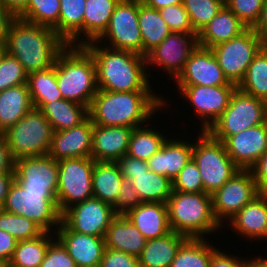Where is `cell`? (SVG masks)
Returning <instances> with one entry per match:
<instances>
[{"label":"cell","instance_id":"cell-14","mask_svg":"<svg viewBox=\"0 0 267 267\" xmlns=\"http://www.w3.org/2000/svg\"><path fill=\"white\" fill-rule=\"evenodd\" d=\"M115 216L112 205L92 197L67 208L61 221L78 233L104 237Z\"/></svg>","mask_w":267,"mask_h":267},{"label":"cell","instance_id":"cell-52","mask_svg":"<svg viewBox=\"0 0 267 267\" xmlns=\"http://www.w3.org/2000/svg\"><path fill=\"white\" fill-rule=\"evenodd\" d=\"M218 248L211 257L209 267H249L248 260L234 255L223 253ZM241 259V260H240Z\"/></svg>","mask_w":267,"mask_h":267},{"label":"cell","instance_id":"cell-25","mask_svg":"<svg viewBox=\"0 0 267 267\" xmlns=\"http://www.w3.org/2000/svg\"><path fill=\"white\" fill-rule=\"evenodd\" d=\"M125 216L146 240L159 238L171 232L167 203L142 202Z\"/></svg>","mask_w":267,"mask_h":267},{"label":"cell","instance_id":"cell-59","mask_svg":"<svg viewBox=\"0 0 267 267\" xmlns=\"http://www.w3.org/2000/svg\"><path fill=\"white\" fill-rule=\"evenodd\" d=\"M14 179V172L9 174L0 175V202L4 204L8 187Z\"/></svg>","mask_w":267,"mask_h":267},{"label":"cell","instance_id":"cell-42","mask_svg":"<svg viewBox=\"0 0 267 267\" xmlns=\"http://www.w3.org/2000/svg\"><path fill=\"white\" fill-rule=\"evenodd\" d=\"M0 230L6 231L18 241L37 238L44 232L32 220L4 210L0 212Z\"/></svg>","mask_w":267,"mask_h":267},{"label":"cell","instance_id":"cell-50","mask_svg":"<svg viewBox=\"0 0 267 267\" xmlns=\"http://www.w3.org/2000/svg\"><path fill=\"white\" fill-rule=\"evenodd\" d=\"M100 267H141L137 257L105 248Z\"/></svg>","mask_w":267,"mask_h":267},{"label":"cell","instance_id":"cell-55","mask_svg":"<svg viewBox=\"0 0 267 267\" xmlns=\"http://www.w3.org/2000/svg\"><path fill=\"white\" fill-rule=\"evenodd\" d=\"M18 240L6 231L0 230V258L11 260Z\"/></svg>","mask_w":267,"mask_h":267},{"label":"cell","instance_id":"cell-20","mask_svg":"<svg viewBox=\"0 0 267 267\" xmlns=\"http://www.w3.org/2000/svg\"><path fill=\"white\" fill-rule=\"evenodd\" d=\"M54 235L74 259L76 267H100L105 250L104 237L70 230L62 221Z\"/></svg>","mask_w":267,"mask_h":267},{"label":"cell","instance_id":"cell-3","mask_svg":"<svg viewBox=\"0 0 267 267\" xmlns=\"http://www.w3.org/2000/svg\"><path fill=\"white\" fill-rule=\"evenodd\" d=\"M6 52L28 73L49 69L67 45L52 28L16 18L4 41Z\"/></svg>","mask_w":267,"mask_h":267},{"label":"cell","instance_id":"cell-32","mask_svg":"<svg viewBox=\"0 0 267 267\" xmlns=\"http://www.w3.org/2000/svg\"><path fill=\"white\" fill-rule=\"evenodd\" d=\"M40 111L47 118L54 132L70 129L88 116V108L66 99L46 103Z\"/></svg>","mask_w":267,"mask_h":267},{"label":"cell","instance_id":"cell-39","mask_svg":"<svg viewBox=\"0 0 267 267\" xmlns=\"http://www.w3.org/2000/svg\"><path fill=\"white\" fill-rule=\"evenodd\" d=\"M237 88L261 100H267V48L263 47L249 65Z\"/></svg>","mask_w":267,"mask_h":267},{"label":"cell","instance_id":"cell-11","mask_svg":"<svg viewBox=\"0 0 267 267\" xmlns=\"http://www.w3.org/2000/svg\"><path fill=\"white\" fill-rule=\"evenodd\" d=\"M264 47L262 38L248 28L240 36L210 48L224 76L236 86L243 80L254 57Z\"/></svg>","mask_w":267,"mask_h":267},{"label":"cell","instance_id":"cell-64","mask_svg":"<svg viewBox=\"0 0 267 267\" xmlns=\"http://www.w3.org/2000/svg\"><path fill=\"white\" fill-rule=\"evenodd\" d=\"M0 267H9V262L0 258Z\"/></svg>","mask_w":267,"mask_h":267},{"label":"cell","instance_id":"cell-12","mask_svg":"<svg viewBox=\"0 0 267 267\" xmlns=\"http://www.w3.org/2000/svg\"><path fill=\"white\" fill-rule=\"evenodd\" d=\"M259 194L251 170L240 169L211 195L212 210L216 221L223 227V220H230Z\"/></svg>","mask_w":267,"mask_h":267},{"label":"cell","instance_id":"cell-4","mask_svg":"<svg viewBox=\"0 0 267 267\" xmlns=\"http://www.w3.org/2000/svg\"><path fill=\"white\" fill-rule=\"evenodd\" d=\"M56 80L63 99L88 109L98 92L96 65L84 45H66L56 57Z\"/></svg>","mask_w":267,"mask_h":267},{"label":"cell","instance_id":"cell-26","mask_svg":"<svg viewBox=\"0 0 267 267\" xmlns=\"http://www.w3.org/2000/svg\"><path fill=\"white\" fill-rule=\"evenodd\" d=\"M247 29L248 27L224 5L197 34V42L199 46L212 48L240 36Z\"/></svg>","mask_w":267,"mask_h":267},{"label":"cell","instance_id":"cell-56","mask_svg":"<svg viewBox=\"0 0 267 267\" xmlns=\"http://www.w3.org/2000/svg\"><path fill=\"white\" fill-rule=\"evenodd\" d=\"M15 19L16 18L7 10V8L0 1V42L5 41L10 24Z\"/></svg>","mask_w":267,"mask_h":267},{"label":"cell","instance_id":"cell-5","mask_svg":"<svg viewBox=\"0 0 267 267\" xmlns=\"http://www.w3.org/2000/svg\"><path fill=\"white\" fill-rule=\"evenodd\" d=\"M167 207L171 231L187 238H205L222 228L213 214L211 194L173 190Z\"/></svg>","mask_w":267,"mask_h":267},{"label":"cell","instance_id":"cell-28","mask_svg":"<svg viewBox=\"0 0 267 267\" xmlns=\"http://www.w3.org/2000/svg\"><path fill=\"white\" fill-rule=\"evenodd\" d=\"M188 238L171 231L165 236L146 240L138 257L141 267H170L178 249Z\"/></svg>","mask_w":267,"mask_h":267},{"label":"cell","instance_id":"cell-37","mask_svg":"<svg viewBox=\"0 0 267 267\" xmlns=\"http://www.w3.org/2000/svg\"><path fill=\"white\" fill-rule=\"evenodd\" d=\"M53 239L51 232H43L37 238L18 241L9 267H39Z\"/></svg>","mask_w":267,"mask_h":267},{"label":"cell","instance_id":"cell-44","mask_svg":"<svg viewBox=\"0 0 267 267\" xmlns=\"http://www.w3.org/2000/svg\"><path fill=\"white\" fill-rule=\"evenodd\" d=\"M28 74L21 63L7 52L0 62V92L10 87L27 84Z\"/></svg>","mask_w":267,"mask_h":267},{"label":"cell","instance_id":"cell-7","mask_svg":"<svg viewBox=\"0 0 267 267\" xmlns=\"http://www.w3.org/2000/svg\"><path fill=\"white\" fill-rule=\"evenodd\" d=\"M53 132L44 114L33 108L2 134L15 161L23 157L47 155Z\"/></svg>","mask_w":267,"mask_h":267},{"label":"cell","instance_id":"cell-57","mask_svg":"<svg viewBox=\"0 0 267 267\" xmlns=\"http://www.w3.org/2000/svg\"><path fill=\"white\" fill-rule=\"evenodd\" d=\"M7 10L18 18L28 7L29 0H0Z\"/></svg>","mask_w":267,"mask_h":267},{"label":"cell","instance_id":"cell-45","mask_svg":"<svg viewBox=\"0 0 267 267\" xmlns=\"http://www.w3.org/2000/svg\"><path fill=\"white\" fill-rule=\"evenodd\" d=\"M173 190L183 193L204 192L200 171L191 158L174 179Z\"/></svg>","mask_w":267,"mask_h":267},{"label":"cell","instance_id":"cell-6","mask_svg":"<svg viewBox=\"0 0 267 267\" xmlns=\"http://www.w3.org/2000/svg\"><path fill=\"white\" fill-rule=\"evenodd\" d=\"M56 193L27 191L13 179L8 187L3 210L32 220L44 232L53 229V234V227L56 232L61 223Z\"/></svg>","mask_w":267,"mask_h":267},{"label":"cell","instance_id":"cell-61","mask_svg":"<svg viewBox=\"0 0 267 267\" xmlns=\"http://www.w3.org/2000/svg\"><path fill=\"white\" fill-rule=\"evenodd\" d=\"M249 267H267V258H263V256H259L251 260H248Z\"/></svg>","mask_w":267,"mask_h":267},{"label":"cell","instance_id":"cell-21","mask_svg":"<svg viewBox=\"0 0 267 267\" xmlns=\"http://www.w3.org/2000/svg\"><path fill=\"white\" fill-rule=\"evenodd\" d=\"M92 133L93 123L89 116L77 126L53 132L48 155L56 161L91 157Z\"/></svg>","mask_w":267,"mask_h":267},{"label":"cell","instance_id":"cell-2","mask_svg":"<svg viewBox=\"0 0 267 267\" xmlns=\"http://www.w3.org/2000/svg\"><path fill=\"white\" fill-rule=\"evenodd\" d=\"M84 46L90 51L96 65L98 90L112 92L152 91L150 74L146 72L145 56L135 52L97 45ZM148 78V79H147Z\"/></svg>","mask_w":267,"mask_h":267},{"label":"cell","instance_id":"cell-47","mask_svg":"<svg viewBox=\"0 0 267 267\" xmlns=\"http://www.w3.org/2000/svg\"><path fill=\"white\" fill-rule=\"evenodd\" d=\"M159 12L172 32L196 33L182 4L163 7L159 9Z\"/></svg>","mask_w":267,"mask_h":267},{"label":"cell","instance_id":"cell-40","mask_svg":"<svg viewBox=\"0 0 267 267\" xmlns=\"http://www.w3.org/2000/svg\"><path fill=\"white\" fill-rule=\"evenodd\" d=\"M144 125L133 128L127 155L147 161L161 148L167 138L160 131L153 130V127Z\"/></svg>","mask_w":267,"mask_h":267},{"label":"cell","instance_id":"cell-65","mask_svg":"<svg viewBox=\"0 0 267 267\" xmlns=\"http://www.w3.org/2000/svg\"><path fill=\"white\" fill-rule=\"evenodd\" d=\"M264 47L267 45V33L262 37Z\"/></svg>","mask_w":267,"mask_h":267},{"label":"cell","instance_id":"cell-15","mask_svg":"<svg viewBox=\"0 0 267 267\" xmlns=\"http://www.w3.org/2000/svg\"><path fill=\"white\" fill-rule=\"evenodd\" d=\"M180 95L192 104L195 114L202 119L201 132H207L229 104L236 85L224 86H177Z\"/></svg>","mask_w":267,"mask_h":267},{"label":"cell","instance_id":"cell-18","mask_svg":"<svg viewBox=\"0 0 267 267\" xmlns=\"http://www.w3.org/2000/svg\"><path fill=\"white\" fill-rule=\"evenodd\" d=\"M174 80L177 86L235 85L224 76L212 50L199 45L192 51L183 71Z\"/></svg>","mask_w":267,"mask_h":267},{"label":"cell","instance_id":"cell-31","mask_svg":"<svg viewBox=\"0 0 267 267\" xmlns=\"http://www.w3.org/2000/svg\"><path fill=\"white\" fill-rule=\"evenodd\" d=\"M120 0H86L81 45L96 41L107 29ZM85 37V38H84ZM86 39V40H85Z\"/></svg>","mask_w":267,"mask_h":267},{"label":"cell","instance_id":"cell-62","mask_svg":"<svg viewBox=\"0 0 267 267\" xmlns=\"http://www.w3.org/2000/svg\"><path fill=\"white\" fill-rule=\"evenodd\" d=\"M6 53V47H5V43L4 42H0V62L4 56V54Z\"/></svg>","mask_w":267,"mask_h":267},{"label":"cell","instance_id":"cell-43","mask_svg":"<svg viewBox=\"0 0 267 267\" xmlns=\"http://www.w3.org/2000/svg\"><path fill=\"white\" fill-rule=\"evenodd\" d=\"M194 31L198 34L203 27L222 9L225 0H183Z\"/></svg>","mask_w":267,"mask_h":267},{"label":"cell","instance_id":"cell-23","mask_svg":"<svg viewBox=\"0 0 267 267\" xmlns=\"http://www.w3.org/2000/svg\"><path fill=\"white\" fill-rule=\"evenodd\" d=\"M177 139L167 137L161 148L146 161L150 171L165 175L172 182L192 158L193 151V143Z\"/></svg>","mask_w":267,"mask_h":267},{"label":"cell","instance_id":"cell-19","mask_svg":"<svg viewBox=\"0 0 267 267\" xmlns=\"http://www.w3.org/2000/svg\"><path fill=\"white\" fill-rule=\"evenodd\" d=\"M226 152L241 170H250L267 150V121L223 141Z\"/></svg>","mask_w":267,"mask_h":267},{"label":"cell","instance_id":"cell-66","mask_svg":"<svg viewBox=\"0 0 267 267\" xmlns=\"http://www.w3.org/2000/svg\"><path fill=\"white\" fill-rule=\"evenodd\" d=\"M3 210V204L0 202V212Z\"/></svg>","mask_w":267,"mask_h":267},{"label":"cell","instance_id":"cell-34","mask_svg":"<svg viewBox=\"0 0 267 267\" xmlns=\"http://www.w3.org/2000/svg\"><path fill=\"white\" fill-rule=\"evenodd\" d=\"M138 24L142 37V55L159 45L172 33L167 23L161 17L159 10L150 8L145 4L139 5Z\"/></svg>","mask_w":267,"mask_h":267},{"label":"cell","instance_id":"cell-53","mask_svg":"<svg viewBox=\"0 0 267 267\" xmlns=\"http://www.w3.org/2000/svg\"><path fill=\"white\" fill-rule=\"evenodd\" d=\"M250 170L258 191L260 193H267V150Z\"/></svg>","mask_w":267,"mask_h":267},{"label":"cell","instance_id":"cell-63","mask_svg":"<svg viewBox=\"0 0 267 267\" xmlns=\"http://www.w3.org/2000/svg\"><path fill=\"white\" fill-rule=\"evenodd\" d=\"M121 2L139 3L144 4L146 0H120Z\"/></svg>","mask_w":267,"mask_h":267},{"label":"cell","instance_id":"cell-41","mask_svg":"<svg viewBox=\"0 0 267 267\" xmlns=\"http://www.w3.org/2000/svg\"><path fill=\"white\" fill-rule=\"evenodd\" d=\"M59 15L60 0H29L27 9L18 19L52 28L58 35Z\"/></svg>","mask_w":267,"mask_h":267},{"label":"cell","instance_id":"cell-35","mask_svg":"<svg viewBox=\"0 0 267 267\" xmlns=\"http://www.w3.org/2000/svg\"><path fill=\"white\" fill-rule=\"evenodd\" d=\"M27 86L36 109L40 110L46 103L63 99L56 80V60L49 69L28 73Z\"/></svg>","mask_w":267,"mask_h":267},{"label":"cell","instance_id":"cell-1","mask_svg":"<svg viewBox=\"0 0 267 267\" xmlns=\"http://www.w3.org/2000/svg\"><path fill=\"white\" fill-rule=\"evenodd\" d=\"M152 91L112 92L98 90L88 109L92 123L100 126H143L166 105L162 96ZM161 107V108H160Z\"/></svg>","mask_w":267,"mask_h":267},{"label":"cell","instance_id":"cell-22","mask_svg":"<svg viewBox=\"0 0 267 267\" xmlns=\"http://www.w3.org/2000/svg\"><path fill=\"white\" fill-rule=\"evenodd\" d=\"M133 128L93 124L91 158L99 162H117L127 154Z\"/></svg>","mask_w":267,"mask_h":267},{"label":"cell","instance_id":"cell-9","mask_svg":"<svg viewBox=\"0 0 267 267\" xmlns=\"http://www.w3.org/2000/svg\"><path fill=\"white\" fill-rule=\"evenodd\" d=\"M266 121V101L236 88L227 108L207 132L214 139L223 142L230 136Z\"/></svg>","mask_w":267,"mask_h":267},{"label":"cell","instance_id":"cell-29","mask_svg":"<svg viewBox=\"0 0 267 267\" xmlns=\"http://www.w3.org/2000/svg\"><path fill=\"white\" fill-rule=\"evenodd\" d=\"M34 108L27 84L0 92V133L12 127Z\"/></svg>","mask_w":267,"mask_h":267},{"label":"cell","instance_id":"cell-33","mask_svg":"<svg viewBox=\"0 0 267 267\" xmlns=\"http://www.w3.org/2000/svg\"><path fill=\"white\" fill-rule=\"evenodd\" d=\"M85 1L86 0H60L58 36L67 45H81Z\"/></svg>","mask_w":267,"mask_h":267},{"label":"cell","instance_id":"cell-8","mask_svg":"<svg viewBox=\"0 0 267 267\" xmlns=\"http://www.w3.org/2000/svg\"><path fill=\"white\" fill-rule=\"evenodd\" d=\"M193 143L192 159L202 178L204 193L213 194L240 169L226 152L223 142L202 132Z\"/></svg>","mask_w":267,"mask_h":267},{"label":"cell","instance_id":"cell-36","mask_svg":"<svg viewBox=\"0 0 267 267\" xmlns=\"http://www.w3.org/2000/svg\"><path fill=\"white\" fill-rule=\"evenodd\" d=\"M132 185L141 202L167 203L173 191L170 179L150 170L140 175H132Z\"/></svg>","mask_w":267,"mask_h":267},{"label":"cell","instance_id":"cell-38","mask_svg":"<svg viewBox=\"0 0 267 267\" xmlns=\"http://www.w3.org/2000/svg\"><path fill=\"white\" fill-rule=\"evenodd\" d=\"M206 238H188L178 249L170 267H209L217 250Z\"/></svg>","mask_w":267,"mask_h":267},{"label":"cell","instance_id":"cell-16","mask_svg":"<svg viewBox=\"0 0 267 267\" xmlns=\"http://www.w3.org/2000/svg\"><path fill=\"white\" fill-rule=\"evenodd\" d=\"M197 46V33L172 32L146 54V66H158L176 79Z\"/></svg>","mask_w":267,"mask_h":267},{"label":"cell","instance_id":"cell-27","mask_svg":"<svg viewBox=\"0 0 267 267\" xmlns=\"http://www.w3.org/2000/svg\"><path fill=\"white\" fill-rule=\"evenodd\" d=\"M105 247L122 251L135 257H139L145 247L146 239L143 234L125 215H116L105 236Z\"/></svg>","mask_w":267,"mask_h":267},{"label":"cell","instance_id":"cell-10","mask_svg":"<svg viewBox=\"0 0 267 267\" xmlns=\"http://www.w3.org/2000/svg\"><path fill=\"white\" fill-rule=\"evenodd\" d=\"M95 161L91 157L67 158L57 161L58 209L62 214L74 204L93 197L92 171Z\"/></svg>","mask_w":267,"mask_h":267},{"label":"cell","instance_id":"cell-48","mask_svg":"<svg viewBox=\"0 0 267 267\" xmlns=\"http://www.w3.org/2000/svg\"><path fill=\"white\" fill-rule=\"evenodd\" d=\"M119 190L117 201L112 205L116 215H125L142 203L131 179L123 177Z\"/></svg>","mask_w":267,"mask_h":267},{"label":"cell","instance_id":"cell-13","mask_svg":"<svg viewBox=\"0 0 267 267\" xmlns=\"http://www.w3.org/2000/svg\"><path fill=\"white\" fill-rule=\"evenodd\" d=\"M139 3L121 2L116 5L105 32L96 40L110 42L107 47L142 55V37L138 24Z\"/></svg>","mask_w":267,"mask_h":267},{"label":"cell","instance_id":"cell-51","mask_svg":"<svg viewBox=\"0 0 267 267\" xmlns=\"http://www.w3.org/2000/svg\"><path fill=\"white\" fill-rule=\"evenodd\" d=\"M123 177L132 180V175H140L149 171L147 162L138 158L125 155L117 161Z\"/></svg>","mask_w":267,"mask_h":267},{"label":"cell","instance_id":"cell-46","mask_svg":"<svg viewBox=\"0 0 267 267\" xmlns=\"http://www.w3.org/2000/svg\"><path fill=\"white\" fill-rule=\"evenodd\" d=\"M265 0H225V5L246 25L252 28L258 21Z\"/></svg>","mask_w":267,"mask_h":267},{"label":"cell","instance_id":"cell-60","mask_svg":"<svg viewBox=\"0 0 267 267\" xmlns=\"http://www.w3.org/2000/svg\"><path fill=\"white\" fill-rule=\"evenodd\" d=\"M182 3L183 0H146L144 4L150 8L159 10L169 5H177Z\"/></svg>","mask_w":267,"mask_h":267},{"label":"cell","instance_id":"cell-54","mask_svg":"<svg viewBox=\"0 0 267 267\" xmlns=\"http://www.w3.org/2000/svg\"><path fill=\"white\" fill-rule=\"evenodd\" d=\"M14 160L10 154L8 143L0 133V175L13 172Z\"/></svg>","mask_w":267,"mask_h":267},{"label":"cell","instance_id":"cell-24","mask_svg":"<svg viewBox=\"0 0 267 267\" xmlns=\"http://www.w3.org/2000/svg\"><path fill=\"white\" fill-rule=\"evenodd\" d=\"M229 225L247 239H267V193H260L246 204L229 220Z\"/></svg>","mask_w":267,"mask_h":267},{"label":"cell","instance_id":"cell-49","mask_svg":"<svg viewBox=\"0 0 267 267\" xmlns=\"http://www.w3.org/2000/svg\"><path fill=\"white\" fill-rule=\"evenodd\" d=\"M39 267H76V264L67 249L55 238L49 244Z\"/></svg>","mask_w":267,"mask_h":267},{"label":"cell","instance_id":"cell-30","mask_svg":"<svg viewBox=\"0 0 267 267\" xmlns=\"http://www.w3.org/2000/svg\"><path fill=\"white\" fill-rule=\"evenodd\" d=\"M122 178L117 162L95 161L92 171L93 197L113 205L117 201Z\"/></svg>","mask_w":267,"mask_h":267},{"label":"cell","instance_id":"cell-17","mask_svg":"<svg viewBox=\"0 0 267 267\" xmlns=\"http://www.w3.org/2000/svg\"><path fill=\"white\" fill-rule=\"evenodd\" d=\"M14 180L27 191L57 192L58 164L48 154L14 161Z\"/></svg>","mask_w":267,"mask_h":267},{"label":"cell","instance_id":"cell-58","mask_svg":"<svg viewBox=\"0 0 267 267\" xmlns=\"http://www.w3.org/2000/svg\"><path fill=\"white\" fill-rule=\"evenodd\" d=\"M252 29L262 38L267 33V0L262 7L259 19Z\"/></svg>","mask_w":267,"mask_h":267}]
</instances>
